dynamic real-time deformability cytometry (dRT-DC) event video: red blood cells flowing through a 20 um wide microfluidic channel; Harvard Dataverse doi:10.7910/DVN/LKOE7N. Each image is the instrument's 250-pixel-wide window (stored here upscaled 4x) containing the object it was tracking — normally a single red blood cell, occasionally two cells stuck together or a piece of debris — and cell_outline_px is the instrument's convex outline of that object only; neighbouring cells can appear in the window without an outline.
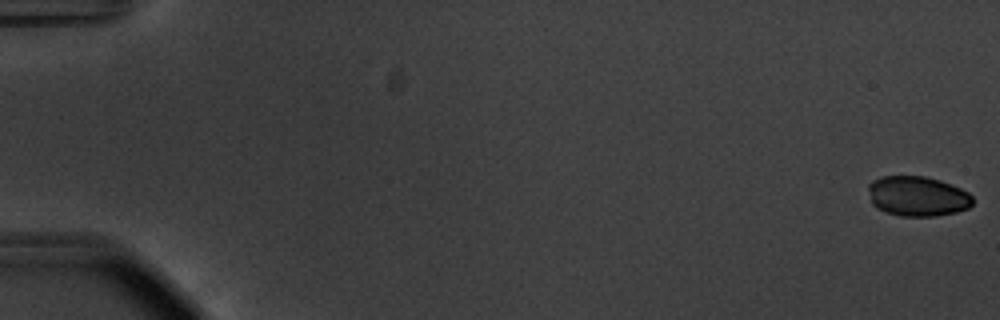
{"species": "common noctule bat (a hibernating species)", "species_latin": "Nyctalus noctula", "temperature_condition": "warm", "stored_images_in_passage": 56, "camera_frame_rate_fps": 3000, "um_per_image_px": 0.085, "animal": {"sex": "male", "body_mass_g": 20.1, "forearm_length_mm": 53.5}, "frame": {"image": 1, "passage_image": 1, "time_ms": 0.0, "image_size_px": [1000, 320], "cell_outline_px": [[972, 204], [968, 208], [956, 212], [936, 216], [900, 216], [884, 212], [876, 208], [872, 204], [868, 188], [868, 184], [872, 180], [880, 176], [924, 176], [940, 180], [952, 184], [968, 192], [972, 196]], "centroid_in_image_um": [77.97, 16.68], "position_along_channel_um": 7.0, "area_um2": 24.57}}
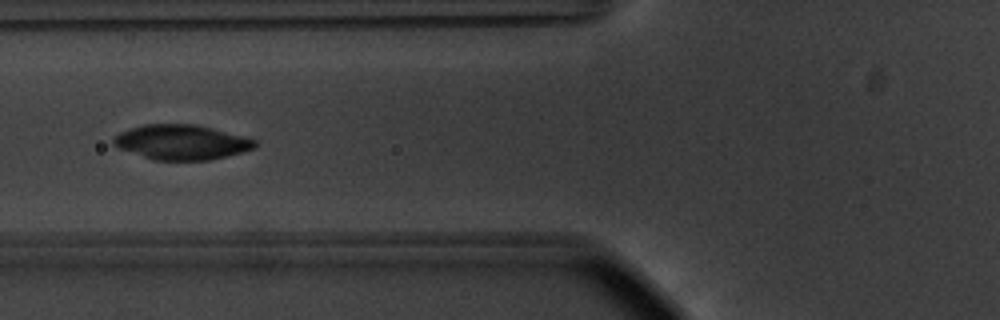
{"frame": {"image": 2, "passage_image": 23, "time_ms": 7.333, "image_size_px": [1000, 320], "cell_outline_px": [[260, 144], [256, 148], [228, 156], [208, 160], [152, 160], [116, 148], [112, 144], [112, 136], [120, 132], [144, 124], [196, 124], [244, 136], [256, 140]], "centroid_in_image_um": [15.41, 12.09], "position_along_channel_um": 110.4, "area_um2": 29.13}}
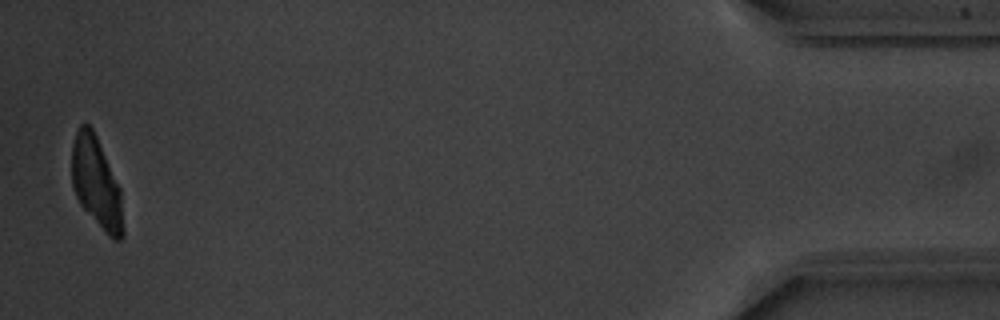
{"frame": {"image": 3, "passage_image": 55, "time_ms": 18.0, "image_size_px": [1000, 320], "cell_outline_px": [[124, 236], [120, 240], [112, 240], [108, 236], [80, 204], [76, 196], [72, 184], [72, 144], [76, 132], [80, 124], [84, 120], [92, 128], [96, 136], [120, 188], [124, 228]], "centroid_in_image_um": [8.19, 15.55], "position_along_channel_um": 427.0, "area_um2": 27.11}, "authors_computed_cell_mechanics": {"area_um2": 27.9752, "velocity_mm_per_s": 3.721, "shape_relaxation_time_tau1_ms": 1.4959, "shape_relaxation_time_tau2_ms": null, "deformation_change_tau1": 0.0402, "deformation_change_tau2": null}}